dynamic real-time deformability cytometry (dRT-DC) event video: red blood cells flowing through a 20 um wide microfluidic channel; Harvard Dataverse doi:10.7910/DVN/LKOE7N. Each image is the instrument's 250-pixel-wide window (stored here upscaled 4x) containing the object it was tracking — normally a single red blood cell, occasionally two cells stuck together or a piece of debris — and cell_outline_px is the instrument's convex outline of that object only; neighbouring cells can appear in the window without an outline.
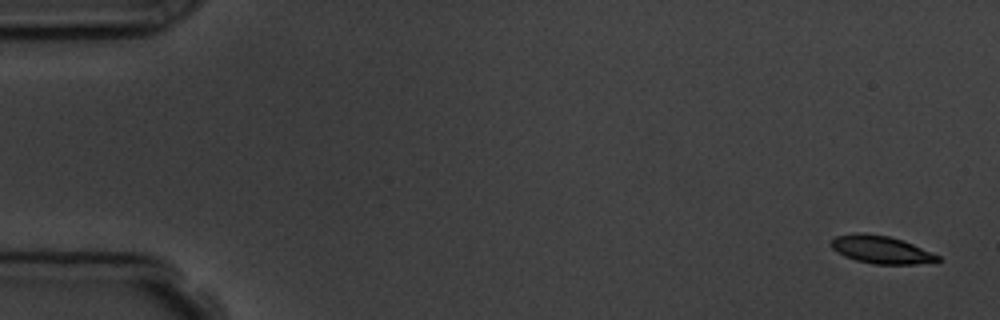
{"species": "common noctule bat (a hibernating species)", "species_latin": "Nyctalus noctula", "temperature_condition": "room temperature", "stored_images_in_passage": 5, "camera_frame_rate_fps": 3000, "um_per_image_px": 0.085, "animal": {"sex": "male", "body_mass_g": 19.5, "forearm_length_mm": 54.6}, "frame": {"image": 1, "passage_image": 1, "time_ms": 0.0, "image_size_px": [1000, 320], "cell_outline_px": [[940, 260], [936, 264], [876, 264], [856, 260], [844, 256], [832, 248], [832, 240], [836, 236], [856, 232], [864, 232], [888, 236], [904, 240], [940, 256]], "centroid_in_image_um": [74.95, 21.22], "position_along_channel_um": 10.0, "area_um2": 17.4}}
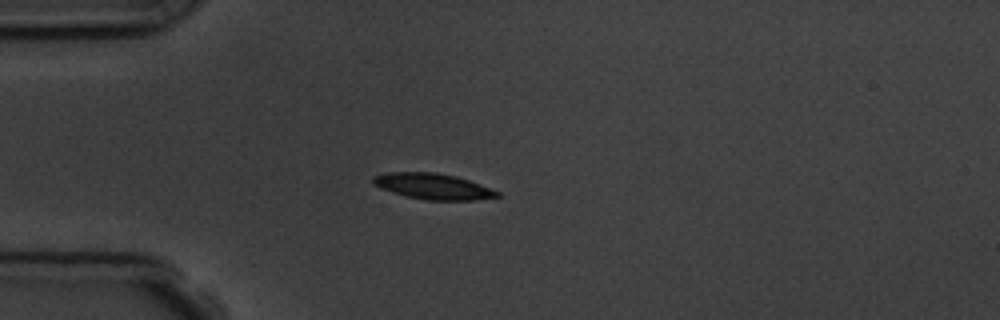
{"frame": {"image": 2, "passage_image": 5, "time_ms": 4.333, "image_size_px": [1000, 320], "cell_outline_px": [[500, 196], [476, 200], [428, 200], [408, 196], [392, 192], [380, 188], [372, 184], [372, 176], [388, 172], [436, 172], [456, 176], [468, 180], [500, 192]], "centroid_in_image_um": [36.78, 15.83], "position_along_channel_um": 48.2, "area_um2": 18.61}}